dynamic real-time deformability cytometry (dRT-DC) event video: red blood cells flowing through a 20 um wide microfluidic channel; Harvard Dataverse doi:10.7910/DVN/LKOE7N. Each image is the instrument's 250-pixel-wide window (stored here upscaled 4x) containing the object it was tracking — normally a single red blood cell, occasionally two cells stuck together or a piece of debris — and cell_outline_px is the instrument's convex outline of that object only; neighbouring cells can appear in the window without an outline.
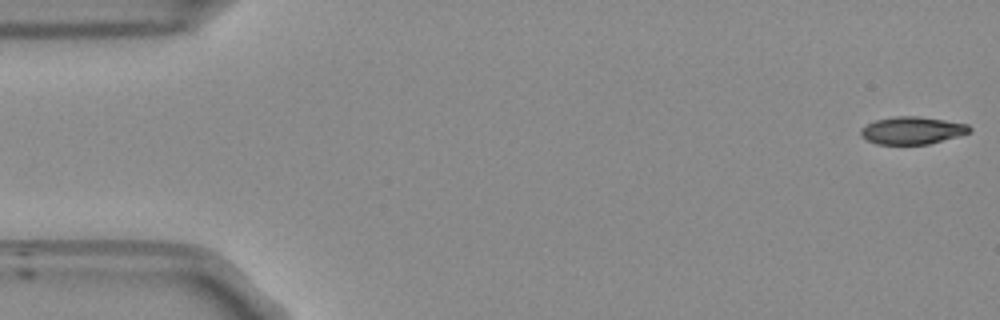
{"species": "Egyptian fruit bat (a non-hibernating species)", "species_latin": "Rousettus aegyptiacus", "temperature_condition": "room temperature", "stored_images_in_passage": 52, "camera_frame_rate_fps": 3000, "um_per_image_px": 0.085, "frame": {"image": 1, "passage_image": 1, "time_ms": 0.0, "image_size_px": [1000, 320], "cell_outline_px": [[972, 128], [968, 132], [956, 136], [928, 144], [876, 144], [860, 136], [860, 128], [876, 120], [896, 116], [916, 116], [944, 120], [968, 124]], "centroid_in_image_um": [77.49, 11.08], "position_along_channel_um": 7.5, "area_um2": 17.17}}
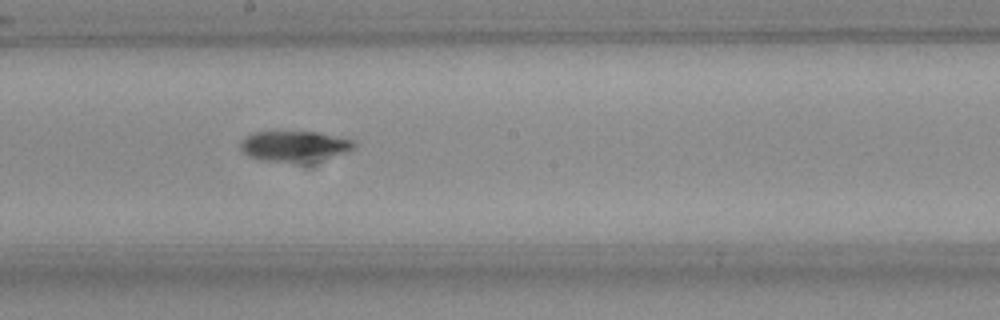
{"frame": {"image": 2, "passage_image": 28, "time_ms": 9.0, "image_size_px": [1000, 320], "cell_outline_px": [[356, 144], [352, 148], [344, 152], [300, 160], [260, 160], [248, 156], [240, 148], [240, 140], [256, 132], [320, 132], [352, 140]], "centroid_in_image_um": [24.92, 12.36], "position_along_channel_um": 223.3, "area_um2": 18.9}}
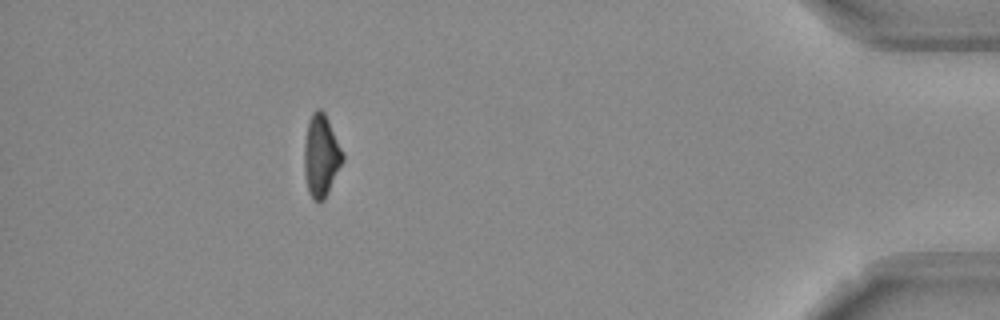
{"frame": {"image": 3, "passage_image": 47, "time_ms": 15.333, "image_size_px": [1000, 320], "cell_outline_px": [[344, 160], [324, 200], [316, 200], [308, 192], [304, 172], [304, 144], [308, 120], [312, 112], [316, 108], [320, 108], [324, 112], [344, 152]], "centroid_in_image_um": [27.29, 13.19], "position_along_channel_um": 407.9, "area_um2": 18.44}, "authors_computed_cell_mechanics": {"area_um2": 18.6116, "velocity_mm_per_s": 3.8408, "shape_relaxation_time_tau1_ms": 5.794, "shape_relaxation_time_tau2_ms": 5.0432, "deformation_change_tau1": 0.1786, "deformation_change_tau2": 0.1303}}